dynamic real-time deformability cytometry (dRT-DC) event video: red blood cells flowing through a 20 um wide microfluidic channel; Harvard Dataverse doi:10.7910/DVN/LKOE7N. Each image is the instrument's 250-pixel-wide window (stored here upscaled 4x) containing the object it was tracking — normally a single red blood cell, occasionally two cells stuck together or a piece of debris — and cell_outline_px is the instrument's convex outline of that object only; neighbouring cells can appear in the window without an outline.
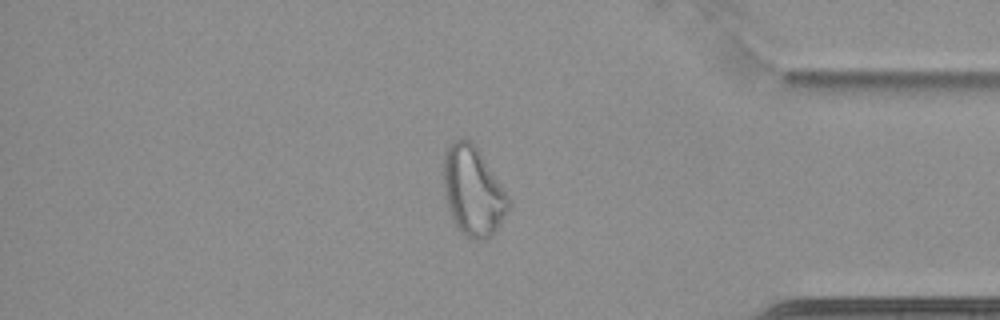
{"species": "common noctule bat (a hibernating species)", "species_latin": "Nyctalus noctula", "temperature_condition": "cold", "stored_images_in_passage": 64, "camera_frame_rate_fps": 3000, "um_per_image_px": 0.085, "animal": {"sex": "female", "body_mass_g": 22.7, "forearm_length_mm": 54.2}, "frame": {"image": 1, "passage_image": 55, "time_ms": 18.0, "image_size_px": [1000, 320], "cell_outline_px": [[508, 212], [500, 224], [484, 240], [472, 240], [464, 236], [456, 228], [452, 220], [444, 196], [444, 152], [448, 144], [464, 136], [472, 140], [508, 196]], "centroid_in_image_um": [40.16, 16.24], "position_along_channel_um": 395.0, "area_um2": 33.76}}